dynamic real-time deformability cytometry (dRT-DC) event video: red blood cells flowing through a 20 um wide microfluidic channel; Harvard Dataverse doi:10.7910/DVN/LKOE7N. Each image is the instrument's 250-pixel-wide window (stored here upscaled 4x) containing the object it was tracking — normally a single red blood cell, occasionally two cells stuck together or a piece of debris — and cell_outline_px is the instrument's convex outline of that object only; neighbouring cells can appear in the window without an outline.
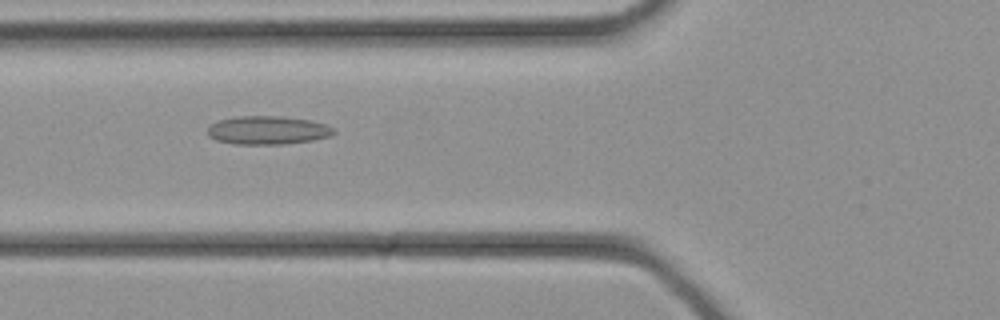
{"species": "common noctule bat (a hibernating species)", "species_latin": "Nyctalus noctula", "temperature_condition": "cold", "stored_images_in_passage": 34, "camera_frame_rate_fps": 3000, "um_per_image_px": 0.085, "animal": {"sex": "female", "body_mass_g": 21.9}, "frame": {"image": 1, "passage_image": 13, "time_ms": 4.0, "image_size_px": [1000, 320], "cell_outline_px": [[336, 132], [332, 136], [312, 140], [284, 144], [236, 144], [216, 140], [208, 136], [208, 128], [212, 124], [220, 120], [236, 116], [280, 116], [308, 120], [328, 124], [336, 128]], "centroid_in_image_um": [22.81, 11.07], "position_along_channel_um": 103.0, "area_um2": 20.98}}
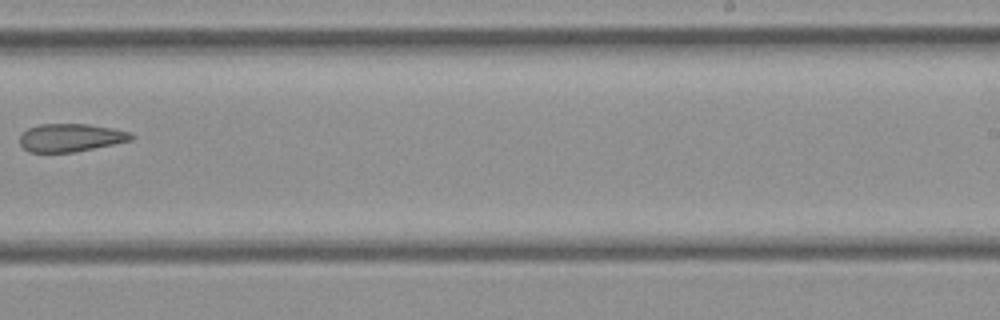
{"frame": {"image": 2, "passage_image": 22, "time_ms": 7.0, "image_size_px": [1000, 320], "cell_outline_px": [[136, 136], [132, 140], [76, 152], [28, 152], [20, 144], [20, 136], [28, 128], [40, 124], [88, 124], [112, 128], [128, 132]], "centroid_in_image_um": [6.01, 11.7], "position_along_channel_um": 283.0, "area_um2": 18.15}}
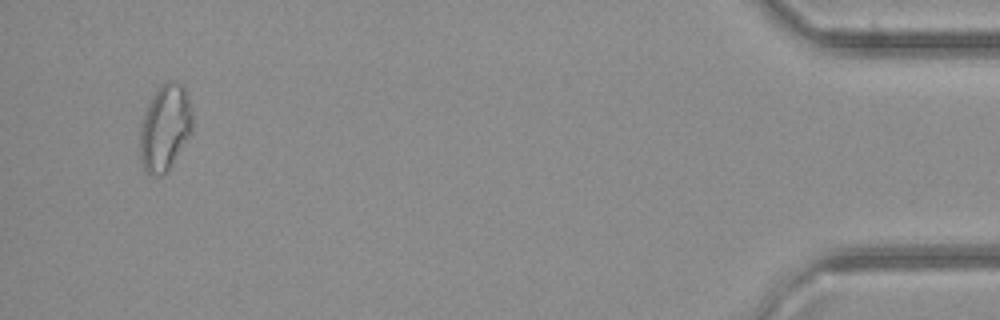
{"frame": {"image": 3, "passage_image": 33, "time_ms": 10.667, "image_size_px": [1000, 320], "cell_outline_px": [[192, 132], [168, 172], [160, 176], [152, 176], [144, 168], [140, 160], [140, 128], [144, 116], [156, 92], [168, 80], [172, 80], [184, 84], [188, 96], [192, 112]], "centroid_in_image_um": [14.06, 10.9], "position_along_channel_um": 421.1, "area_um2": 26.24}}